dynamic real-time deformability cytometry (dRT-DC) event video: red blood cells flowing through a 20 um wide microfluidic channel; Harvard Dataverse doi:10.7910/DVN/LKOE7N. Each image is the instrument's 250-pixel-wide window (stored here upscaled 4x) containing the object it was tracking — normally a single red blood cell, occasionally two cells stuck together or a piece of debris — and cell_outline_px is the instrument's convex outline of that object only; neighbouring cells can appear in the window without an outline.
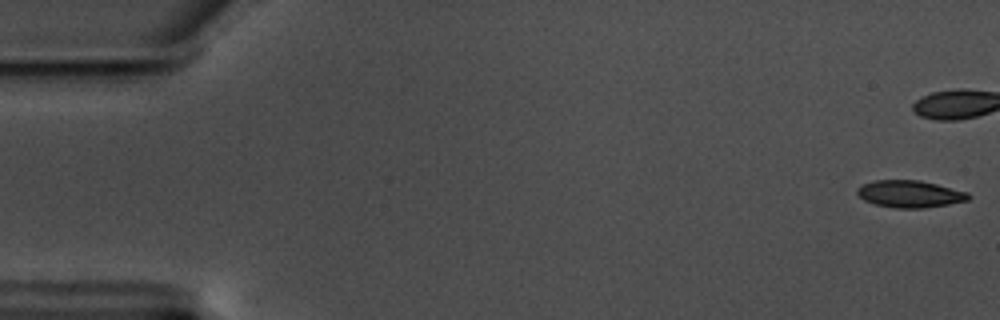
{"species": "common noctule bat (a hibernating species)", "species_latin": "Nyctalus noctula", "temperature_condition": "warm", "stored_images_in_passage": 45, "camera_frame_rate_fps": 3000, "um_per_image_px": 0.085, "animal": {"sex": "male", "body_mass_g": 17.5, "forearm_length_mm": 52.3}, "frame": {"image": 1, "passage_image": 1, "time_ms": 0.0, "image_size_px": [1000, 320], "cell_outline_px": [[972, 196], [968, 200], [948, 204], [924, 208], [896, 208], [876, 204], [864, 200], [856, 192], [856, 188], [864, 184], [876, 180], [920, 180], [968, 192]], "centroid_in_image_um": [77.35, 16.48], "position_along_channel_um": 7.6, "area_um2": 17.46}}